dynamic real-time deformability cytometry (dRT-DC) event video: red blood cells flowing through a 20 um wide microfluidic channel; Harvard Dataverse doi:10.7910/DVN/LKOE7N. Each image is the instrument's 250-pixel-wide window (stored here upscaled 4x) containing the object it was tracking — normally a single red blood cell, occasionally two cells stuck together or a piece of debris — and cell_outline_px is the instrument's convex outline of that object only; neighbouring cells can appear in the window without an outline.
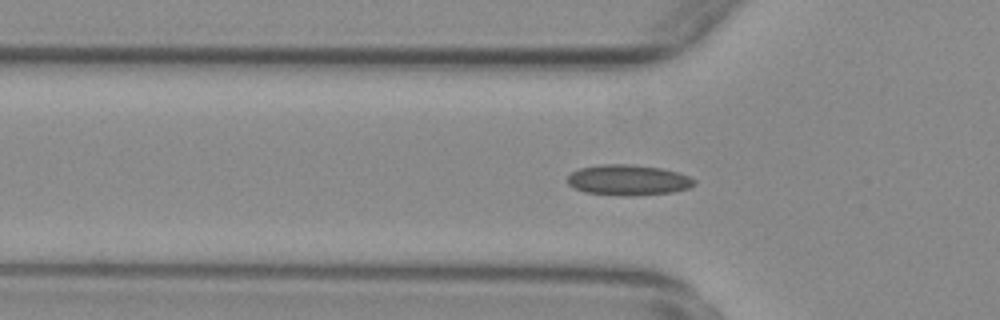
{"species": "common noctule bat (a hibernating species)", "species_latin": "Nyctalus noctula", "temperature_condition": "warm", "stored_images_in_passage": 47, "camera_frame_rate_fps": 3000, "um_per_image_px": 0.085, "animal": {"sex": "female", "body_mass_g": 29.2, "forearm_length_mm": 56.3}, "frame": {"image": 1, "passage_image": 10, "time_ms": 3.0, "image_size_px": [1000, 320], "cell_outline_px": [[696, 184], [688, 188], [672, 192], [632, 196], [624, 196], [584, 192], [572, 188], [568, 184], [568, 176], [572, 172], [580, 168], [600, 164], [628, 164], [660, 168], [676, 172], [688, 176], [696, 180]], "centroid_in_image_um": [53.37, 15.31], "position_along_channel_um": 72.4, "area_um2": 22.6}}
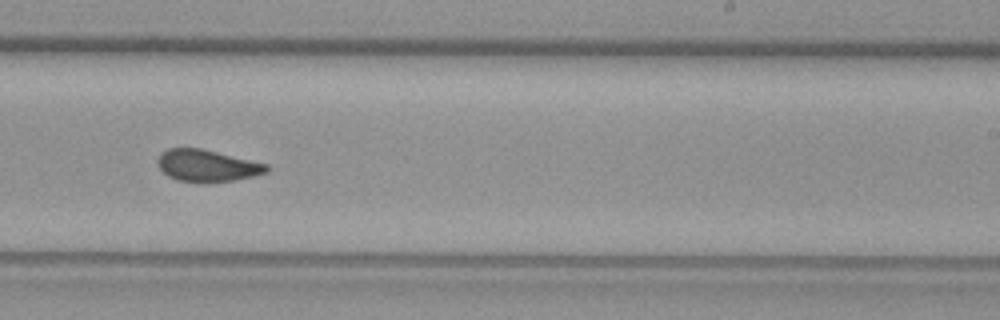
{"frame": {"image": 2, "passage_image": 26, "time_ms": 8.333, "image_size_px": [1000, 320], "cell_outline_px": [[272, 168], [268, 172], [256, 176], [236, 180], [176, 180], [168, 176], [160, 168], [156, 160], [160, 152], [168, 148], [200, 148], [268, 164]], "centroid_in_image_um": [17.63, 14.05], "position_along_channel_um": 271.4, "area_um2": 19.88}}
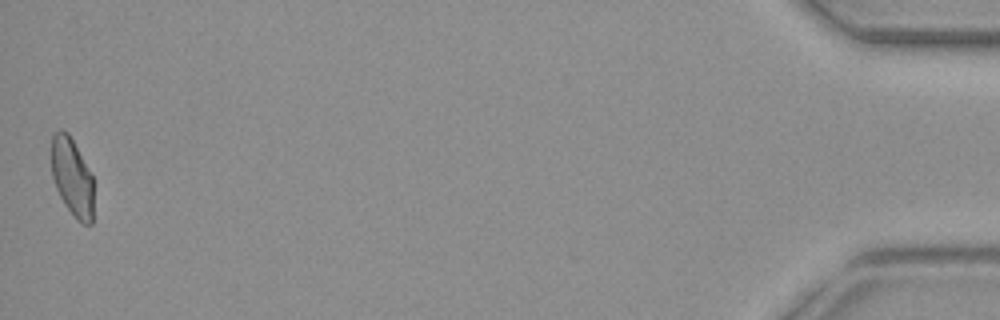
{"frame": {"image": 3, "passage_image": 47, "time_ms": 15.333, "image_size_px": [1000, 320], "cell_outline_px": [[92, 224], [84, 224], [76, 220], [64, 204], [56, 188], [52, 176], [52, 136], [60, 128], [68, 132], [92, 176]], "centroid_in_image_um": [6.11, 15.07], "position_along_channel_um": 429.1, "area_um2": 18.9}, "authors_computed_cell_mechanics": {"area_um2": 20.6924, "velocity_mm_per_s": 3.7306, "shape_relaxation_time_tau1_ms": null, "shape_relaxation_time_tau2_ms": 1.4147, "deformation_change_tau1": null, "deformation_change_tau2": 0.066}}